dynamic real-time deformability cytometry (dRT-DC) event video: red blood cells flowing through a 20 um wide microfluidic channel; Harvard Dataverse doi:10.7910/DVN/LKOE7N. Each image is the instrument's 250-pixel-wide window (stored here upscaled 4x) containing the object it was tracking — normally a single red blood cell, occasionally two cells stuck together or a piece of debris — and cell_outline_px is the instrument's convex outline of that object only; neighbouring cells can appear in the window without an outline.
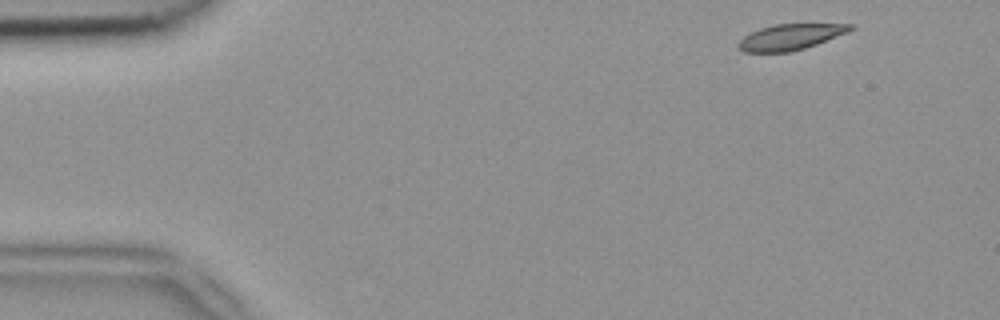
{"species": "common noctule bat (a hibernating species)", "species_latin": "Nyctalus noctula", "temperature_condition": "room temperature", "stored_images_in_passage": 48, "camera_frame_rate_fps": 3000, "um_per_image_px": 0.085, "animal": {"sex": "female", "body_mass_g": 18.4}, "frame": {"image": 1, "passage_image": 1, "time_ms": 0.0, "image_size_px": [1000, 320], "cell_outline_px": [[856, 28], [848, 32], [816, 44], [804, 48], [788, 52], [744, 52], [736, 48], [736, 44], [744, 36], [760, 28], [772, 24], [856, 24]], "centroid_in_image_um": [67.17, 3.14], "position_along_channel_um": 17.8, "area_um2": 16.88}}
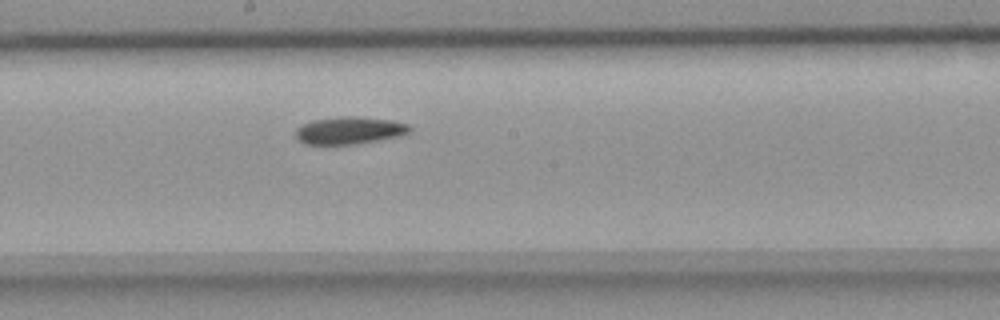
{"frame": {"image": 2, "passage_image": 24, "time_ms": 7.667, "image_size_px": [1000, 320], "cell_outline_px": [[412, 128], [408, 132], [400, 136], [356, 144], [304, 144], [296, 136], [296, 128], [312, 120], [340, 116], [352, 116], [392, 120], [408, 124]], "centroid_in_image_um": [29.71, 11.08], "position_along_channel_um": 218.5, "area_um2": 18.09}}
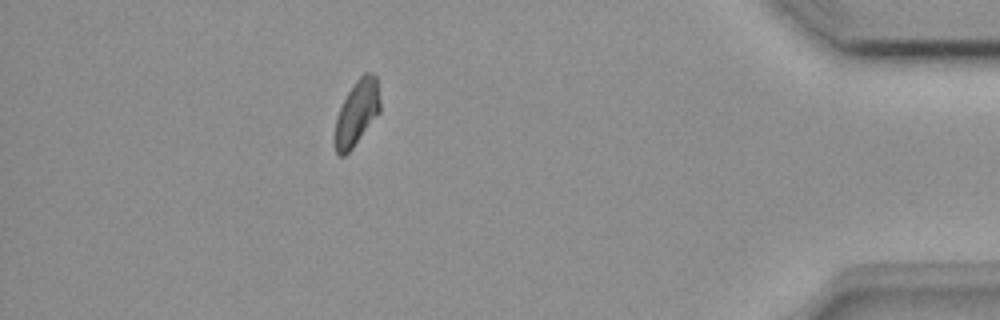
{"frame": {"image": 3, "passage_image": 42, "time_ms": 13.667, "image_size_px": [1000, 320], "cell_outline_px": [[380, 112], [352, 148], [344, 156], [340, 156], [336, 152], [332, 136], [336, 116], [348, 92], [356, 80], [364, 72], [372, 72], [376, 76], [380, 100]], "centroid_in_image_um": [30.3, 9.6], "position_along_channel_um": 404.9, "area_um2": 17.34}, "authors_computed_cell_mechanics": {"area_um2": 18.0336, "velocity_mm_per_s": 3.8933, "shape_relaxation_time_tau1_ms": 6.8225, "shape_relaxation_time_tau2_ms": null, "deformation_change_tau1": 0.1271, "deformation_change_tau2": null}}